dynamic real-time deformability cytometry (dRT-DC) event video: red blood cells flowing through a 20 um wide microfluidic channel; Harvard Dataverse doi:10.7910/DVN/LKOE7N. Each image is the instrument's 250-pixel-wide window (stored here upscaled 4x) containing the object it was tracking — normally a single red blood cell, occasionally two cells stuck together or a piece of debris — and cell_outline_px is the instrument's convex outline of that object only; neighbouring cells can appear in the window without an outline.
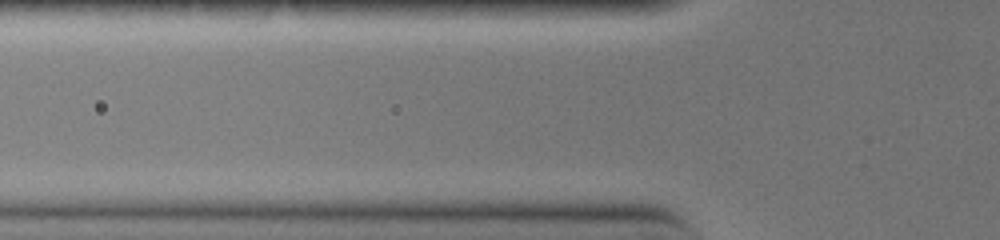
{"species": "common noctule bat (a hibernating species)", "species_latin": "Nyctalus noctula", "temperature_condition": "warm", "stored_images_in_passage": 3, "camera_frame_rate_fps": 3000, "um_per_image_px": 0.085, "animal": {"sex": "female", "body_mass_g": 19.0, "forearm_length_mm": 51.5}, "frame": {"image": 1, "passage_image": 2, "time_ms": 0.333, "image_size_px": [1000, 240], "cell_outline_px": [[636, 164], [632, 168], [496, 168], [488, 164], [488, 160], [520, 156], [564, 156], [616, 160]], "centroid_in_image_um": [47.36, 13.83], "position_along_channel_um": 78.4, "area_um2": 10.58}}